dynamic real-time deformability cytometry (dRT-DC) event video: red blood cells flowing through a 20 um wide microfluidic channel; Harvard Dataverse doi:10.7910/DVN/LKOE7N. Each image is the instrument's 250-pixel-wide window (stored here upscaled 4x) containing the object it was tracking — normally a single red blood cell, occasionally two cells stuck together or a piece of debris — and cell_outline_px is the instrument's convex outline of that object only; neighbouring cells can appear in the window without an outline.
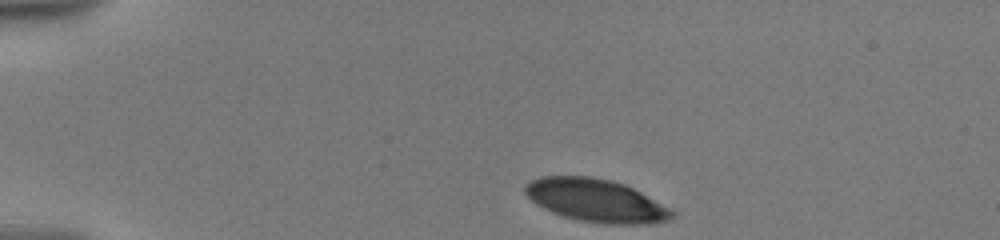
{"species": "human", "species_latin": "Homo sapiens", "temperature_condition": "warm", "stored_images_in_passage": 43, "camera_frame_rate_fps": 3000, "um_per_image_px": 0.085, "donor": {"sex": "male"}, "frame": {"image": 1, "passage_image": 1, "time_ms": 0.0, "image_size_px": [1000, 240], "cell_outline_px": [[676, 216], [668, 220], [652, 224], [604, 224], [576, 220], [552, 212], [536, 204], [524, 192], [524, 184], [540, 176], [592, 176], [612, 180], [624, 184], [672, 208], [676, 212]], "centroid_in_image_um": [50.69, 17.05], "position_along_channel_um": 34.3, "area_um2": 37.05}}
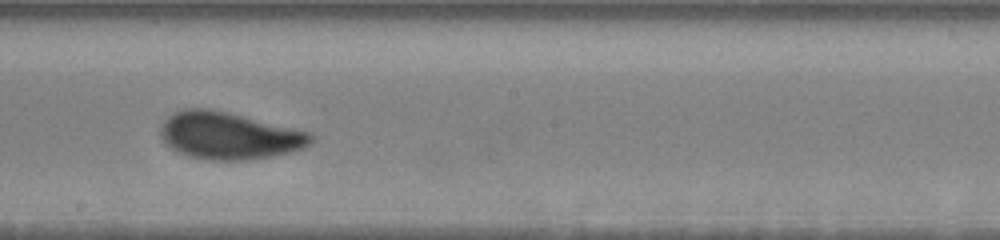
{"frame": {"image": 2, "passage_image": 17, "time_ms": 7.333, "image_size_px": [1000, 240], "cell_outline_px": [[316, 136], [304, 148], [272, 156], [248, 160], [208, 160], [192, 156], [180, 152], [172, 148], [160, 136], [160, 128], [164, 120], [168, 116], [184, 108], [208, 108], [228, 112], [312, 132]], "centroid_in_image_um": [19.49, 11.52], "position_along_channel_um": 228.7, "area_um2": 41.21}}
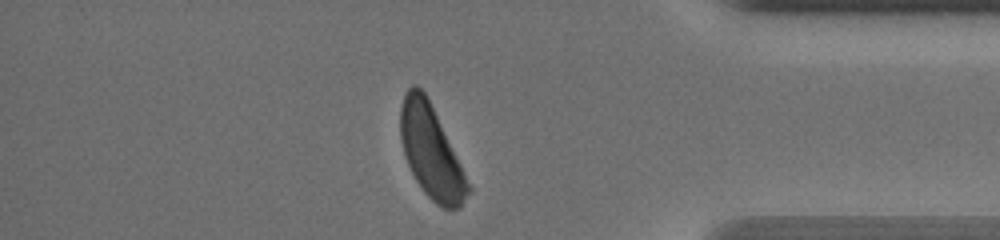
{"frame": {"image": 3, "passage_image": 36, "time_ms": 12.667, "image_size_px": [1000, 240], "cell_outline_px": [[472, 192], [460, 208], [444, 208], [436, 204], [424, 192], [416, 180], [404, 156], [400, 140], [400, 108], [404, 92], [412, 84], [416, 84], [424, 92], [472, 188]], "centroid_in_image_um": [36.63, 12.93], "position_along_channel_um": 398.6, "area_um2": 36.01}, "authors_computed_cell_mechanics": {"area_um2": 38.7838, "velocity_mm_per_s": 3.542, "shape_relaxation_time_tau1_ms": 4.1228, "shape_relaxation_time_tau2_ms": null, "deformation_change_tau1": 0.1618, "deformation_change_tau2": null}}